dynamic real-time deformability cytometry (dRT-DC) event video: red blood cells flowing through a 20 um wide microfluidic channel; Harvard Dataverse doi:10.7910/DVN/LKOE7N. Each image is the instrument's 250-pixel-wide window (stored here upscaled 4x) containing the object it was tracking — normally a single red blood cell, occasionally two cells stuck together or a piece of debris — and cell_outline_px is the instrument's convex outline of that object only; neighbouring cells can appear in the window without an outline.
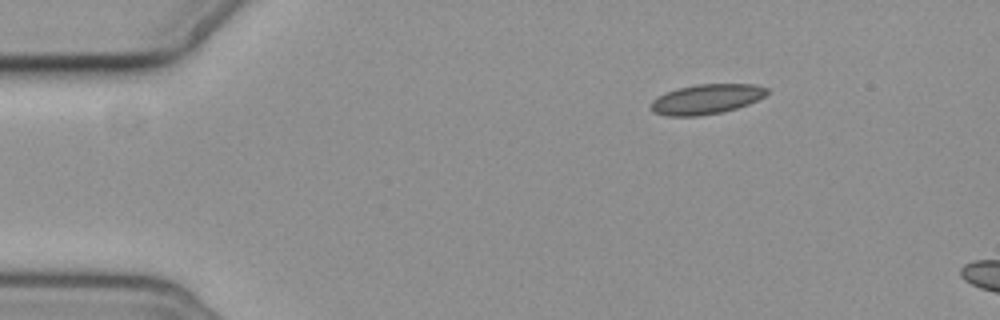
{"species": "common noctule bat (a hibernating species)", "species_latin": "Nyctalus noctula", "temperature_condition": "cold", "stored_images_in_passage": 4, "camera_frame_rate_fps": 3000, "um_per_image_px": 0.085, "animal": {"sex": "female", "body_mass_g": 19.3, "forearm_length_mm": 54.1}, "frame": {"image": 1, "passage_image": 1, "time_ms": 0.0, "image_size_px": [1000, 320], "cell_outline_px": [[768, 92], [764, 96], [748, 104], [736, 108], [720, 112], [696, 116], [668, 116], [652, 112], [652, 100], [656, 96], [680, 88], [696, 84], [756, 84], [768, 88]], "centroid_in_image_um": [60.05, 8.42], "position_along_channel_um": 25.0, "area_um2": 20.0}}